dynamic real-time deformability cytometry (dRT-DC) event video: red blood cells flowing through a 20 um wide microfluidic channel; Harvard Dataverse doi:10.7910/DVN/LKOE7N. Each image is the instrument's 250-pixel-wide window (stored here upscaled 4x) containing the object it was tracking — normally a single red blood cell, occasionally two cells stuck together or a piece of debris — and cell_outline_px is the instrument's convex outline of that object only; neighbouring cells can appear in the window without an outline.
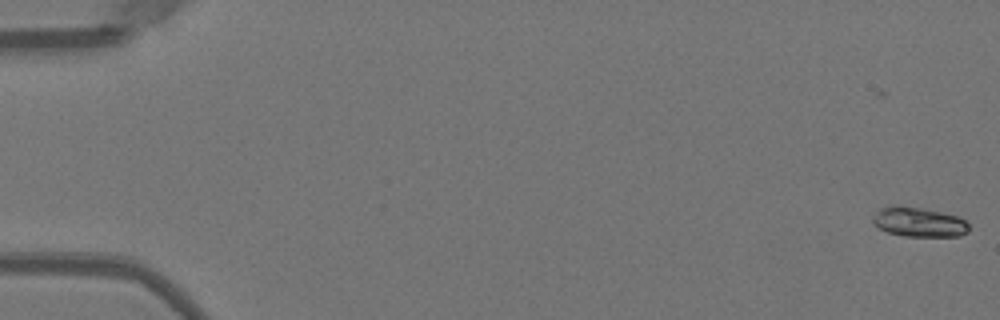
{"species": "Egyptian fruit bat (a non-hibernating species)", "species_latin": "Rousettus aegyptiacus", "temperature_condition": "warm", "stored_images_in_passage": 52, "camera_frame_rate_fps": 3000, "um_per_image_px": 0.085, "animal": {"sex": "female"}, "frame": {"image": 1, "passage_image": 1, "time_ms": 0.0, "image_size_px": [1000, 320], "cell_outline_px": [[968, 232], [960, 236], [904, 236], [888, 232], [880, 228], [872, 220], [872, 216], [880, 208], [896, 204], [924, 208], [956, 216], [964, 220], [968, 224]], "centroid_in_image_um": [78.08, 18.86], "position_along_channel_um": 6.9, "area_um2": 16.53}}
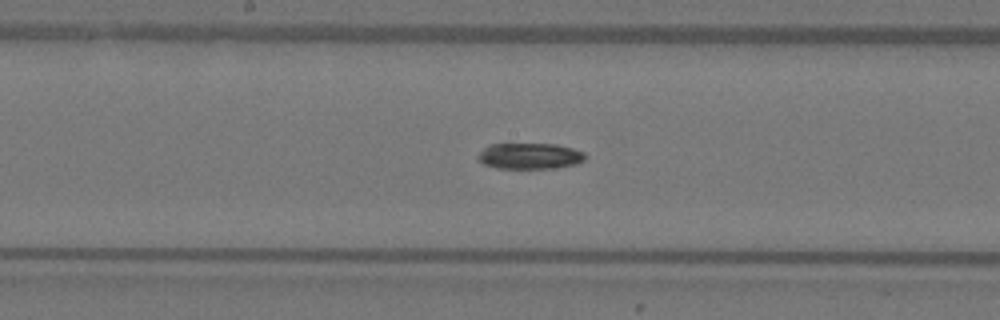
{"frame": {"image": 2, "passage_image": 28, "time_ms": 9.0, "image_size_px": [1000, 320], "cell_outline_px": [[584, 160], [576, 164], [556, 168], [496, 168], [484, 164], [476, 156], [488, 144], [556, 144], [572, 148], [584, 152]], "centroid_in_image_um": [45.02, 13.26], "position_along_channel_um": 203.2, "area_um2": 16.18}}
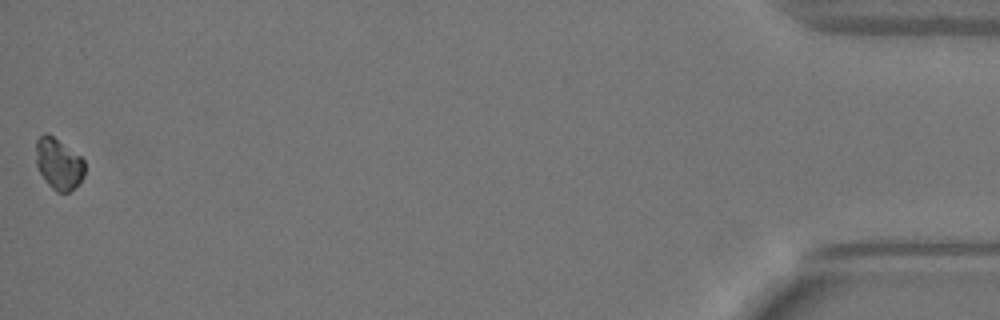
{"frame": {"image": 3, "passage_image": 52, "time_ms": 17.0, "image_size_px": [1000, 320], "cell_outline_px": [[84, 176], [80, 184], [68, 192], [56, 192], [48, 184], [40, 172], [36, 164], [36, 140], [44, 132], [48, 132], [80, 156], [84, 160]], "centroid_in_image_um": [4.98, 13.92], "position_along_channel_um": 430.2, "area_um2": 14.62}, "authors_computed_cell_mechanics": {"area_um2": 16.2129, "velocity_mm_per_s": 3.9809, "shape_relaxation_time_tau1_ms": 1.8273, "shape_relaxation_time_tau2_ms": null, "deformation_change_tau1": 0.1438, "deformation_change_tau2": null}}